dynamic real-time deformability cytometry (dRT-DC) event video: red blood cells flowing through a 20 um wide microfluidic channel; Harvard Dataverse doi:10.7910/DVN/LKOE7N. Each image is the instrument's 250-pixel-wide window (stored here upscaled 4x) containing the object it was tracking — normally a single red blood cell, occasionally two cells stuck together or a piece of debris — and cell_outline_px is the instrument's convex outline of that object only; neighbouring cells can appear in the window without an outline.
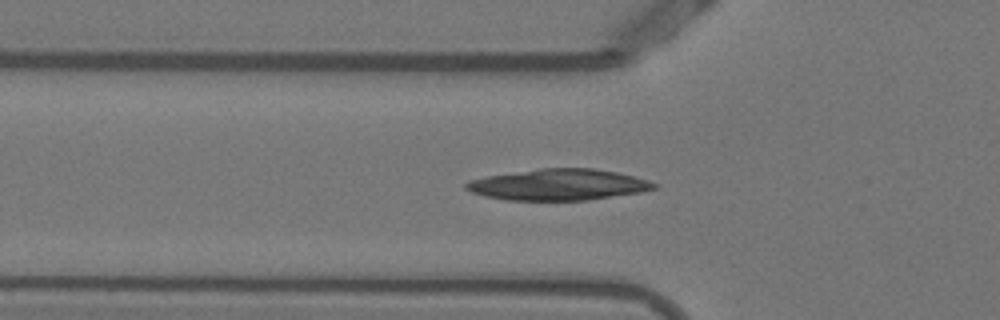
{"species": "Egyptian fruit bat (a non-hibernating species)", "species_latin": "Rousettus aegyptiacus", "temperature_condition": "warm", "stored_images_in_passage": 47, "camera_frame_rate_fps": 3000, "um_per_image_px": 0.085, "animal": {"sex": "female"}, "frame": {"image": 1, "passage_image": 17, "time_ms": 5.333, "image_size_px": [1000, 320], "cell_outline_px": [[656, 188], [640, 192], [588, 200], [504, 200], [484, 196], [472, 192], [464, 188], [464, 184], [468, 180], [488, 176], [540, 168], [592, 168], [616, 172], [648, 180], [656, 184]], "centroid_in_image_um": [47.43, 15.7], "position_along_channel_um": 78.4, "area_um2": 33.99}}
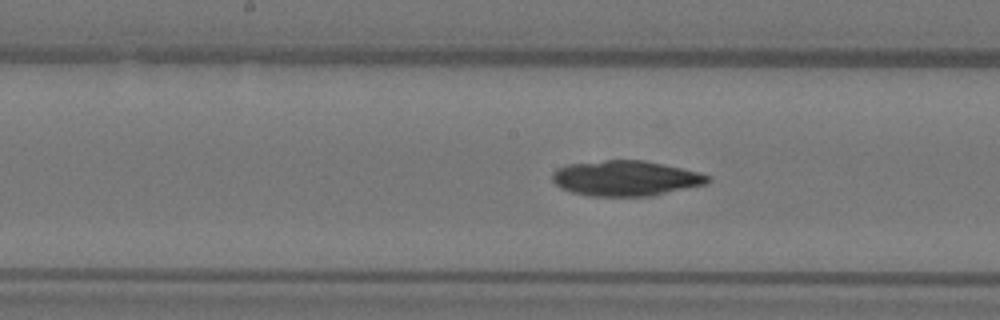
{"frame": {"image": 2, "passage_image": 26, "time_ms": 8.333, "image_size_px": [1000, 320], "cell_outline_px": [[712, 180], [704, 184], [652, 196], [588, 196], [572, 192], [560, 188], [552, 180], [552, 172], [556, 168], [568, 164], [604, 160], [644, 160], [700, 172], [712, 176]], "centroid_in_image_um": [53.17, 15.15], "position_along_channel_um": 195.0, "area_um2": 32.14}}
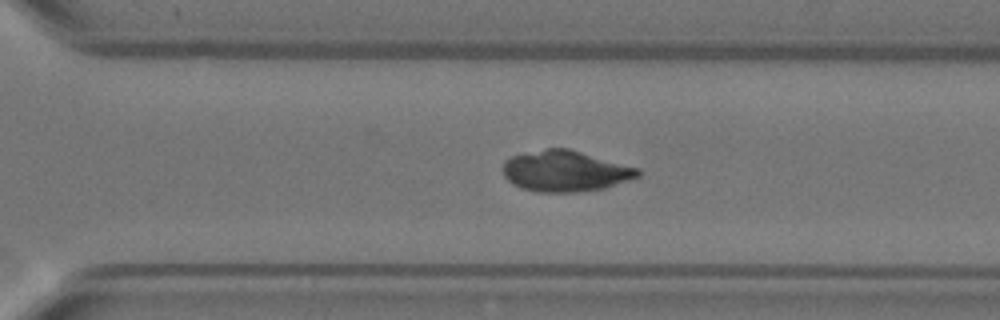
{"frame": {"image": 3, "passage_image": 36, "time_ms": 11.667, "image_size_px": [1000, 320], "cell_outline_px": [[640, 176], [604, 188], [576, 192], [540, 192], [520, 188], [512, 184], [504, 176], [504, 160], [512, 156], [548, 148], [568, 148], [640, 168]], "centroid_in_image_um": [48.06, 14.54], "position_along_channel_um": 322.5, "area_um2": 32.08}}